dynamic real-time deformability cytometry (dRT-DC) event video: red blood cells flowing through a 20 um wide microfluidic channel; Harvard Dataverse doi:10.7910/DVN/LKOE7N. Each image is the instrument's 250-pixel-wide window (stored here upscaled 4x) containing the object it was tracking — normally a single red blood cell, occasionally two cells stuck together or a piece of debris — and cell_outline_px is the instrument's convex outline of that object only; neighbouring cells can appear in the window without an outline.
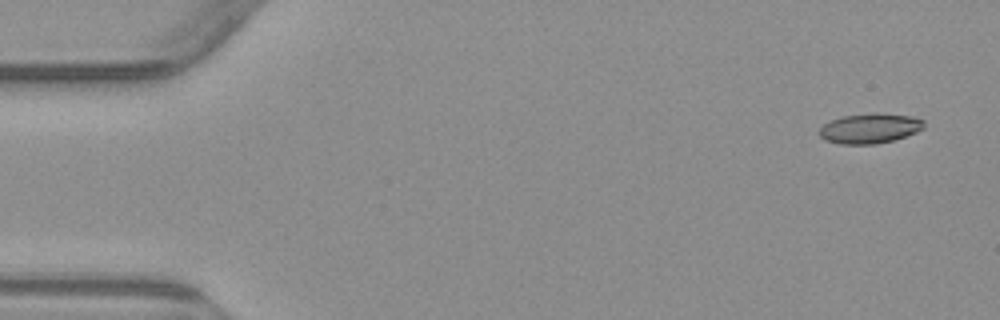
{"species": "common noctule bat (a hibernating species)", "species_latin": "Nyctalus noctula", "temperature_condition": "warm", "stored_images_in_passage": 4, "camera_frame_rate_fps": 3000, "um_per_image_px": 0.085, "animal": {"sex": "male", "body_mass_g": 23.1, "forearm_length_mm": 52.7}, "frame": {"image": 1, "passage_image": 1, "time_ms": 0.0, "image_size_px": [1000, 320], "cell_outline_px": [[924, 128], [916, 132], [892, 140], [876, 144], [840, 144], [824, 140], [820, 136], [820, 128], [824, 124], [840, 116], [876, 112], [880, 112], [912, 116], [924, 120]], "centroid_in_image_um": [73.94, 10.89], "position_along_channel_um": 11.1, "area_um2": 18.38}}
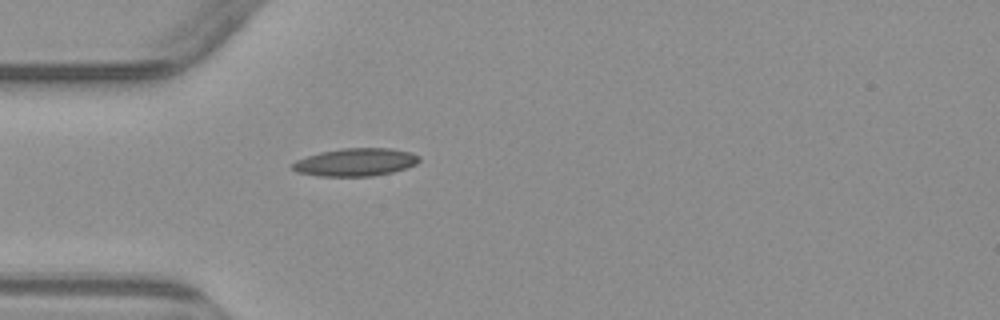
{"frame": {"image": 2, "passage_image": 4, "time_ms": 4.333, "image_size_px": [1000, 320], "cell_outline_px": [[420, 160], [416, 164], [392, 172], [372, 176], [320, 176], [296, 172], [292, 168], [292, 164], [296, 160], [320, 152], [344, 148], [392, 148], [412, 152], [420, 156]], "centroid_in_image_um": [30.24, 13.78], "position_along_channel_um": 54.8, "area_um2": 20.52}}